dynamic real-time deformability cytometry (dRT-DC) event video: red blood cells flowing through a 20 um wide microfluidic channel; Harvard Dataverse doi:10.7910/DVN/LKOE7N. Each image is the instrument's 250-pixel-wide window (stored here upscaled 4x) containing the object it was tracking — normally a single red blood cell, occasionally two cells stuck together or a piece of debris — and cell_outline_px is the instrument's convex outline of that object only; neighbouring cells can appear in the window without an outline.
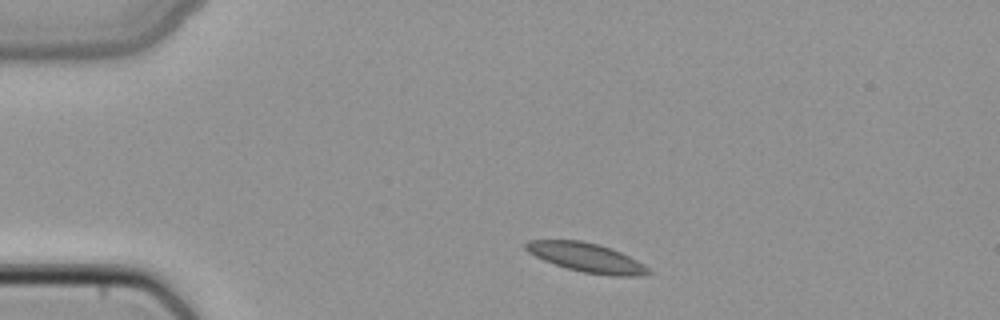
{"species": "common noctule bat (a hibernating species)", "species_latin": "Nyctalus noctula", "temperature_condition": "cold", "stored_images_in_passage": 1, "camera_frame_rate_fps": 3000, "um_per_image_px": 0.085, "animal": {"sex": "female", "body_mass_g": 22.7, "forearm_length_mm": 54.2}, "frame": {"image": 1, "passage_image": 1, "time_ms": 0.0, "image_size_px": [1000, 320], "cell_outline_px": [[652, 272], [644, 276], [612, 276], [584, 272], [568, 268], [544, 260], [528, 252], [524, 248], [524, 244], [528, 240], [584, 240], [600, 244], [612, 248], [644, 264]], "centroid_in_image_um": [49.87, 21.88], "position_along_channel_um": 35.1, "area_um2": 20.81}}